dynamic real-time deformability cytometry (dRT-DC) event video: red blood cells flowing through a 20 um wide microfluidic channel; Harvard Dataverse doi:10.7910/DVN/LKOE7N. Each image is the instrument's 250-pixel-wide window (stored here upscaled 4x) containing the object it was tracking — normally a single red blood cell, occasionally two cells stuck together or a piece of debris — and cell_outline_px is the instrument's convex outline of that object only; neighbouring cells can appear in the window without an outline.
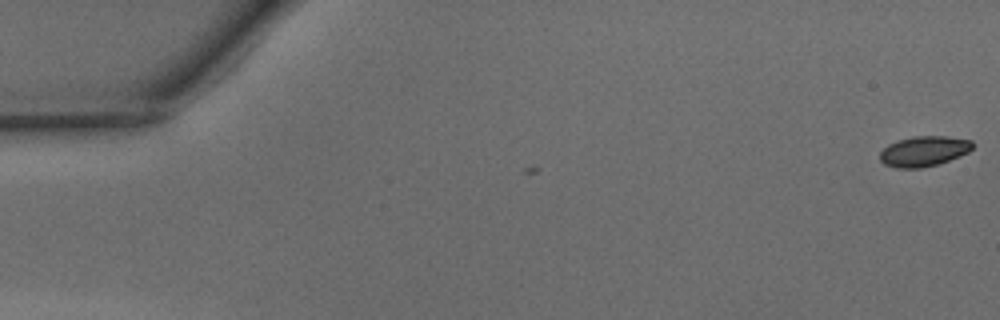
{"species": "common noctule bat (a hibernating species)", "species_latin": "Nyctalus noctula", "temperature_condition": "warm", "stored_images_in_passage": 5, "camera_frame_rate_fps": 3000, "um_per_image_px": 0.085, "animal": {"sex": "male", "body_mass_g": 15.6}, "frame": {"image": 1, "passage_image": 1, "time_ms": 0.0, "image_size_px": [1000, 320], "cell_outline_px": [[972, 148], [968, 152], [948, 160], [936, 164], [920, 168], [896, 168], [884, 164], [880, 160], [880, 152], [888, 144], [912, 136], [948, 136], [972, 140]], "centroid_in_image_um": [78.51, 12.84], "position_along_channel_um": 6.5, "area_um2": 16.18}}